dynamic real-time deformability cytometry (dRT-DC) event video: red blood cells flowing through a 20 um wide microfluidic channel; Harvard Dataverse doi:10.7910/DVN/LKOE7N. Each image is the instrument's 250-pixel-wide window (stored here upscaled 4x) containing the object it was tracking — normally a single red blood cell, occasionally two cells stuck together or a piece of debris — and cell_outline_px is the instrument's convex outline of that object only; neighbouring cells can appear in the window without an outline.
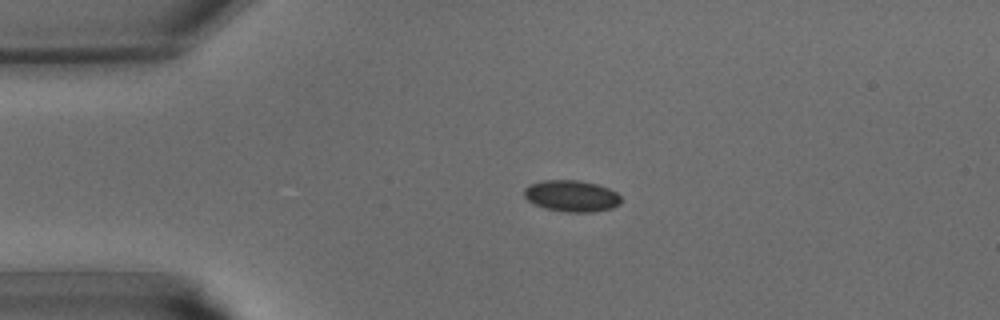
{"species": "common noctule bat (a hibernating species)", "species_latin": "Nyctalus noctula", "temperature_condition": "warm", "stored_images_in_passage": 33, "camera_frame_rate_fps": 3000, "um_per_image_px": 0.085, "animal": {"sex": "male", "body_mass_g": 15.6}, "frame": {"image": 1, "passage_image": 1, "time_ms": 0.0, "image_size_px": [1000, 320], "cell_outline_px": [[620, 204], [612, 208], [592, 212], [568, 212], [544, 208], [532, 204], [524, 196], [524, 188], [528, 184], [544, 180], [580, 180], [596, 184], [608, 188], [616, 192], [620, 196]], "centroid_in_image_um": [48.55, 16.65], "position_along_channel_um": 36.4, "area_um2": 17.86}}
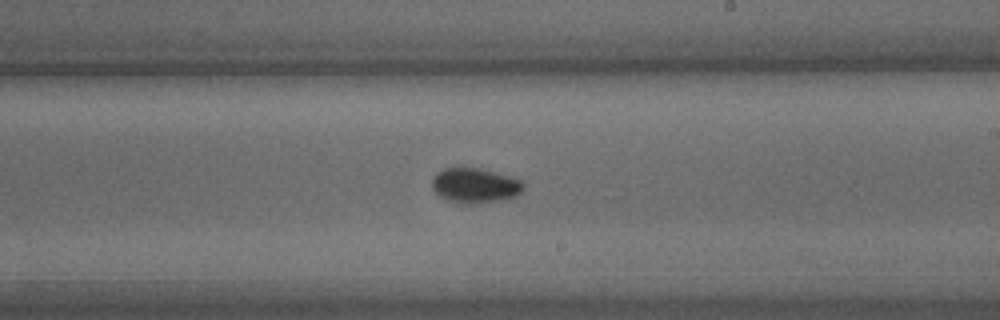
{"frame": {"image": 2, "passage_image": 16, "time_ms": 5.0, "image_size_px": [1000, 320], "cell_outline_px": [[524, 188], [516, 196], [500, 200], [480, 204], [460, 204], [448, 200], [440, 196], [432, 188], [432, 176], [436, 172], [444, 168], [480, 168], [508, 176], [520, 180], [524, 184]], "centroid_in_image_um": [40.34, 15.78], "position_along_channel_um": 248.7, "area_um2": 18.67}}
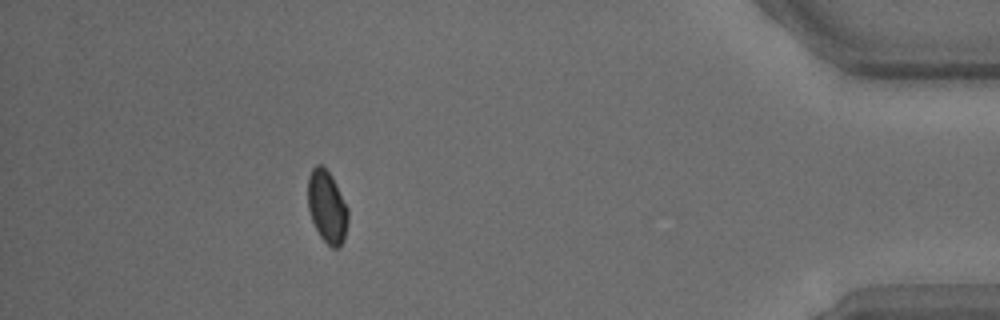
{"frame": {"image": 3, "passage_image": 29, "time_ms": 9.333, "image_size_px": [1000, 320], "cell_outline_px": [[348, 220], [344, 240], [340, 248], [332, 248], [320, 236], [312, 220], [308, 208], [308, 176], [312, 168], [316, 164], [320, 164], [332, 176], [348, 208]], "centroid_in_image_um": [27.8, 17.58], "position_along_channel_um": 407.4, "area_um2": 16.94}}